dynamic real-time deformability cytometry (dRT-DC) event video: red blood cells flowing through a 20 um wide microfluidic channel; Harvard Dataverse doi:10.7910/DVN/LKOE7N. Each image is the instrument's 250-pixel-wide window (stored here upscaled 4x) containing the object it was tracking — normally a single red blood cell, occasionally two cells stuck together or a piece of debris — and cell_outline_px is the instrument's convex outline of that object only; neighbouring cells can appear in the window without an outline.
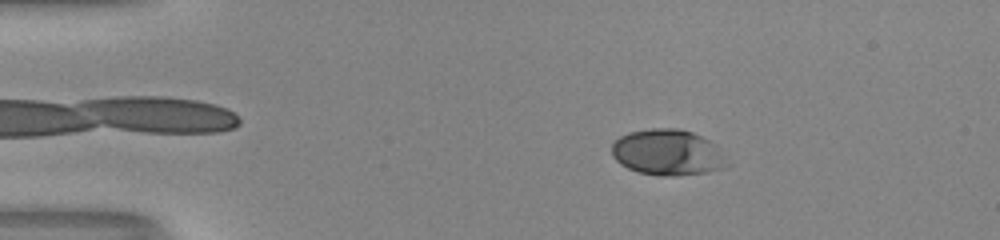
{"species": "human", "species_latin": "Homo sapiens", "temperature_condition": "room temperature", "stored_images_in_passage": 50, "camera_frame_rate_fps": 3000, "um_per_image_px": 0.085, "donor": {"sex": "male"}, "frame": {"image": 1, "passage_image": 7, "time_ms": 2.0, "image_size_px": [1000, 240], "cell_outline_px": [[732, 164], [724, 168], [704, 172], [676, 176], [660, 176], [640, 172], [628, 168], [620, 164], [612, 156], [612, 144], [620, 136], [628, 132], [652, 128], [680, 128], [692, 132], [716, 144]], "centroid_in_image_um": [56.78, 12.96], "position_along_channel_um": 28.2, "area_um2": 31.15}}
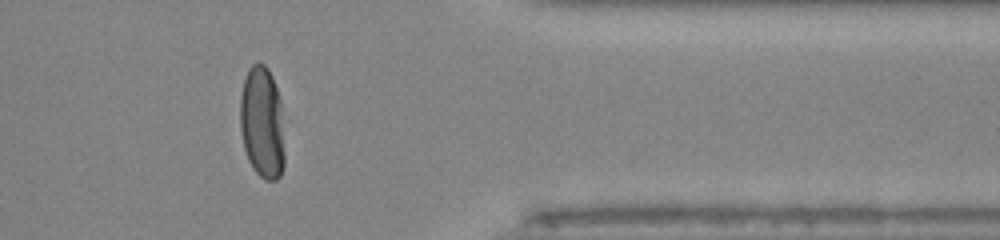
{"frame": {"image": 2, "passage_image": 41, "time_ms": 13.333, "image_size_px": [1000, 240], "cell_outline_px": [[284, 164], [280, 176], [276, 180], [264, 180], [252, 168], [248, 160], [244, 148], [240, 128], [240, 96], [244, 80], [248, 68], [252, 64], [264, 64], [268, 68], [272, 76], [280, 100], [284, 152]], "centroid_in_image_um": [22.27, 10.44], "position_along_channel_um": 389.1, "area_um2": 29.07}}
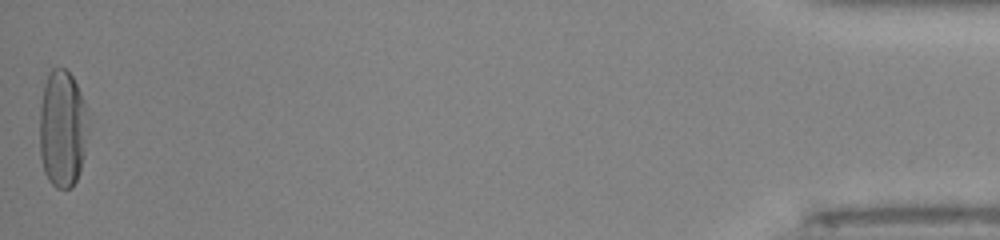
{"frame": {"image": 3, "passage_image": 50, "time_ms": 16.333, "image_size_px": [1000, 240], "cell_outline_px": [[88, 128], [84, 156], [80, 172], [72, 188], [56, 188], [48, 180], [44, 172], [40, 156], [40, 104], [44, 84], [48, 72], [52, 68], [64, 68], [72, 76], [80, 92], [84, 104]], "centroid_in_image_um": [5.29, 10.96], "position_along_channel_um": 429.9, "area_um2": 33.35}, "authors_computed_cell_mechanics": {"area_um2": 31.4143, "velocity_mm_per_s": 4.0053, "shape_relaxation_time_tau1_ms": 3.6393, "shape_relaxation_time_tau2_ms": null, "deformation_change_tau1": 0.1935, "deformation_change_tau2": null}}